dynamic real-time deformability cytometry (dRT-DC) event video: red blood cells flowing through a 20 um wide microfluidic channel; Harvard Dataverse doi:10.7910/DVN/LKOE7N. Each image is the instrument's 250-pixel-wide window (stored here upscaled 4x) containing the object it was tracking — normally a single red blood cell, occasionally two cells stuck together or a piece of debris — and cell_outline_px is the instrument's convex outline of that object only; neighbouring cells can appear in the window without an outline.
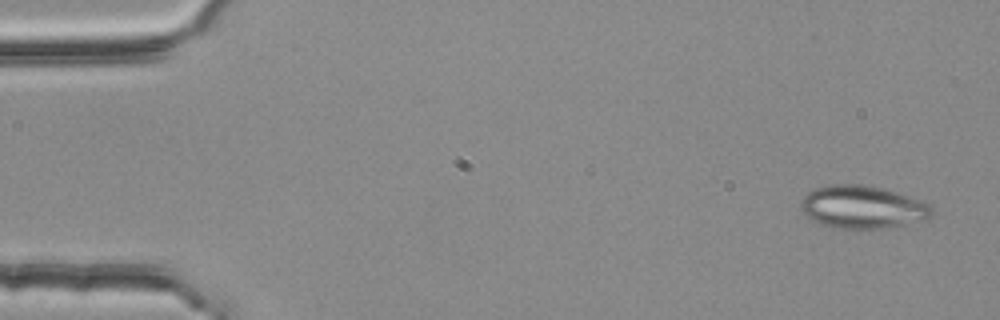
{"species": "common noctule bat (a hibernating species)", "species_latin": "Nyctalus noctula", "temperature_condition": "room temperature", "stored_images_in_passage": 53, "camera_frame_rate_fps": 3000, "um_per_image_px": 0.085, "animal": {"sex": "female", "body_mass_g": 25.1}, "frame": {"image": 1, "passage_image": 1, "time_ms": 0.0, "image_size_px": [1000, 320], "cell_outline_px": [[932, 216], [924, 220], [884, 228], [840, 228], [824, 224], [812, 220], [800, 208], [800, 200], [812, 188], [828, 184], [864, 184], [896, 192], [920, 200], [928, 204], [932, 208]], "centroid_in_image_um": [73.28, 17.58], "position_along_channel_um": 11.7, "area_um2": 32.48}}
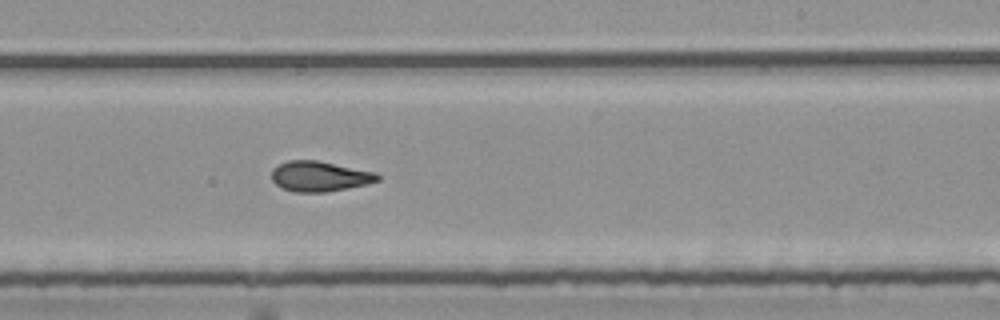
{"frame": {"image": 2, "passage_image": 31, "time_ms": 10.0, "image_size_px": [1000, 320], "cell_outline_px": [[380, 180], [364, 184], [324, 192], [292, 192], [276, 184], [272, 180], [272, 168], [288, 160], [316, 160], [376, 172], [380, 176]], "centroid_in_image_um": [27.14, 14.98], "position_along_channel_um": 261.9, "area_um2": 18.44}}
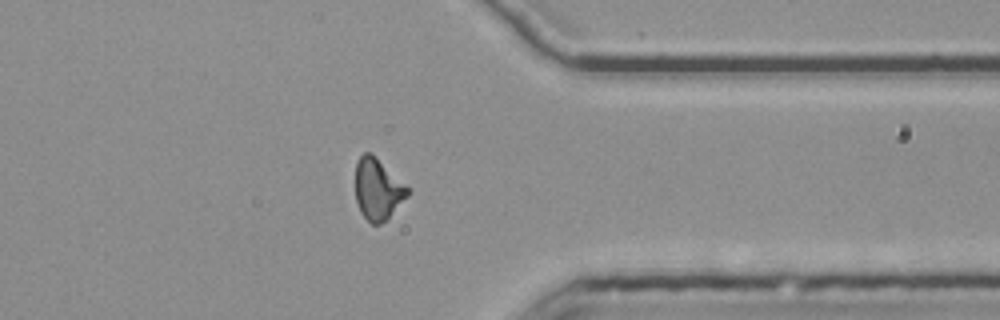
{"frame": {"image": 3, "passage_image": 41, "time_ms": 13.333, "image_size_px": [1000, 320], "cell_outline_px": [[412, 192], [380, 224], [372, 224], [360, 212], [356, 200], [356, 160], [364, 152], [372, 152], [412, 188]], "centroid_in_image_um": [32.14, 16.02], "position_along_channel_um": 379.3, "area_um2": 18.96}, "authors_computed_cell_mechanics": {"area_um2": 18.785, "velocity_mm_per_s": 3.7881, "shape_relaxation_time_tau1_ms": null, "shape_relaxation_time_tau2_ms": 2.8969, "deformation_change_tau1": null, "deformation_change_tau2": 0.1079}}